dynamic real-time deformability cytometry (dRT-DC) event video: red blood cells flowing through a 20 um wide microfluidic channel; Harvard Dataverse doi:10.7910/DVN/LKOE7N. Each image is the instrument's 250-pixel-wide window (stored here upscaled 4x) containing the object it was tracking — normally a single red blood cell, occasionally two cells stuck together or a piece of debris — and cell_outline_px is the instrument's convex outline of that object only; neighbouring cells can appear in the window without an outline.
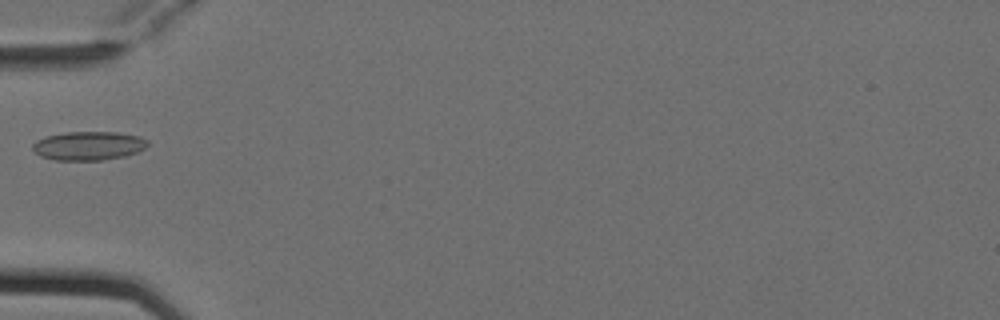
{"species": "Egyptian fruit bat (a non-hibernating species)", "species_latin": "Rousettus aegyptiacus", "temperature_condition": "cold", "stored_images_in_passage": 7, "camera_frame_rate_fps": 3000, "um_per_image_px": 0.085, "animal": {"sex": "female"}, "frame": {"image": 1, "passage_image": 6, "time_ms": 1.667, "image_size_px": [1000, 320], "cell_outline_px": [[148, 144], [144, 148], [136, 152], [124, 156], [100, 160], [52, 160], [40, 156], [32, 148], [32, 144], [36, 140], [44, 136], [64, 132], [116, 132], [140, 136], [148, 140]], "centroid_in_image_um": [7.49, 12.38], "position_along_channel_um": 77.5, "area_um2": 19.36}}
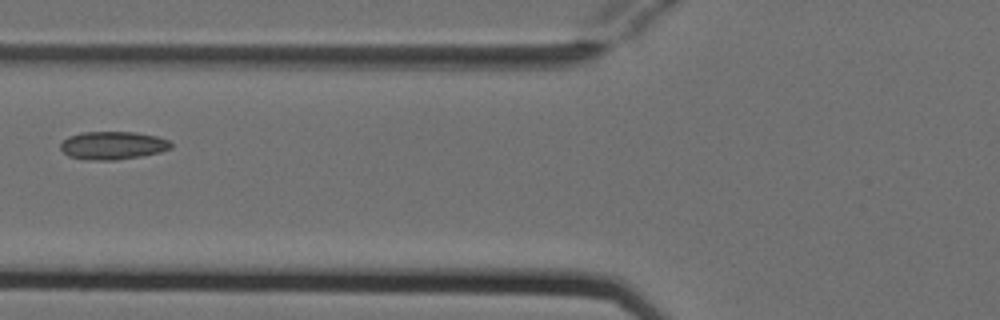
{"frame": {"image": 2, "passage_image": 7, "time_ms": 2.0, "image_size_px": [1000, 320], "cell_outline_px": [[172, 148], [160, 152], [144, 156], [116, 160], [84, 160], [68, 156], [60, 148], [60, 144], [68, 136], [80, 132], [136, 132], [156, 136], [168, 140], [172, 144]], "centroid_in_image_um": [9.58, 12.37], "position_along_channel_um": 116.2, "area_um2": 18.26}}